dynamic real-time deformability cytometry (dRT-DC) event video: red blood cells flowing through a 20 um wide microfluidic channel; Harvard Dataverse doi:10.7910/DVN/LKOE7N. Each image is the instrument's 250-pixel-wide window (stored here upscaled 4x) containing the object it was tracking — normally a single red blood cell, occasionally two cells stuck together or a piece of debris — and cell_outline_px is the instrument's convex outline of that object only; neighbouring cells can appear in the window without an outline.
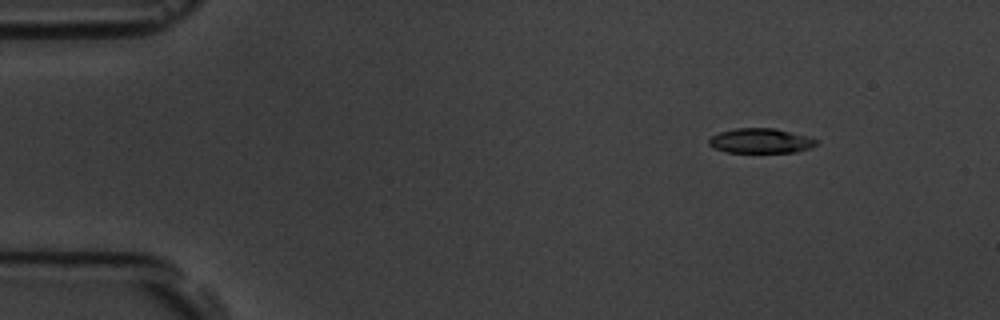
{"species": "common noctule bat (a hibernating species)", "species_latin": "Nyctalus noctula", "temperature_condition": "room temperature", "stored_images_in_passage": 4, "segment_of_instrument_passage": [1, 2], "camera_frame_rate_fps": 3000, "um_per_image_px": 0.085, "animal": {"sex": "male", "body_mass_g": 19.5, "forearm_length_mm": 54.6}, "frame": {"image": 1, "passage_image": 1, "time_ms": 0.0, "image_size_px": [1000, 320], "cell_outline_px": [[820, 144], [812, 148], [796, 152], [724, 152], [712, 148], [708, 144], [708, 140], [712, 136], [720, 132], [736, 128], [776, 128], [808, 136], [820, 140]], "centroid_in_image_um": [64.71, 11.97], "position_along_channel_um": 20.3, "area_um2": 15.84}}